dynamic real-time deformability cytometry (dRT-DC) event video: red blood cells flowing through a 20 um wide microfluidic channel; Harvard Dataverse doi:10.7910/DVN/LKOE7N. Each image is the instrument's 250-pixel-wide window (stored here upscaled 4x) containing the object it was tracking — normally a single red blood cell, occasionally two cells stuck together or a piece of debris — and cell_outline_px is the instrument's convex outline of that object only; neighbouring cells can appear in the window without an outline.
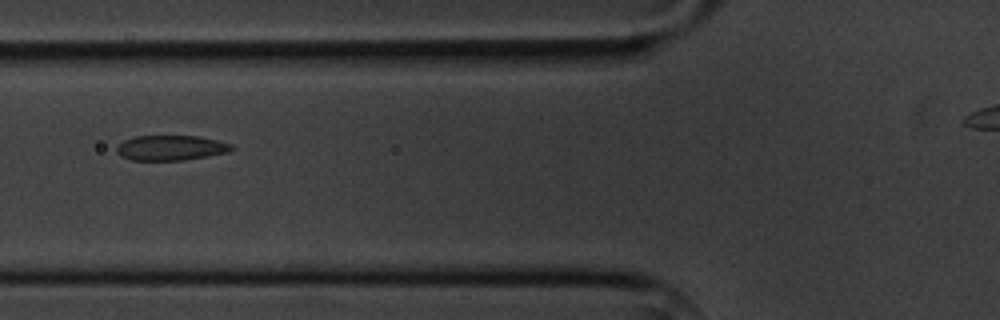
{"species": "common noctule bat (a hibernating species)", "species_latin": "Nyctalus noctula", "temperature_condition": "cold", "stored_images_in_passage": 3, "camera_frame_rate_fps": 3000, "um_per_image_px": 0.085, "animal": {"sex": "male", "body_mass_g": 20.1, "forearm_length_mm": 53.5}, "frame": {"image": 1, "passage_image": 3, "time_ms": 2.333, "image_size_px": [1000, 320], "cell_outline_px": [[236, 148], [228, 152], [208, 156], [184, 160], [132, 160], [120, 156], [116, 152], [116, 148], [124, 140], [136, 136], [200, 136], [232, 144]], "centroid_in_image_um": [14.54, 12.57], "position_along_channel_um": 111.3, "area_um2": 16.82}}